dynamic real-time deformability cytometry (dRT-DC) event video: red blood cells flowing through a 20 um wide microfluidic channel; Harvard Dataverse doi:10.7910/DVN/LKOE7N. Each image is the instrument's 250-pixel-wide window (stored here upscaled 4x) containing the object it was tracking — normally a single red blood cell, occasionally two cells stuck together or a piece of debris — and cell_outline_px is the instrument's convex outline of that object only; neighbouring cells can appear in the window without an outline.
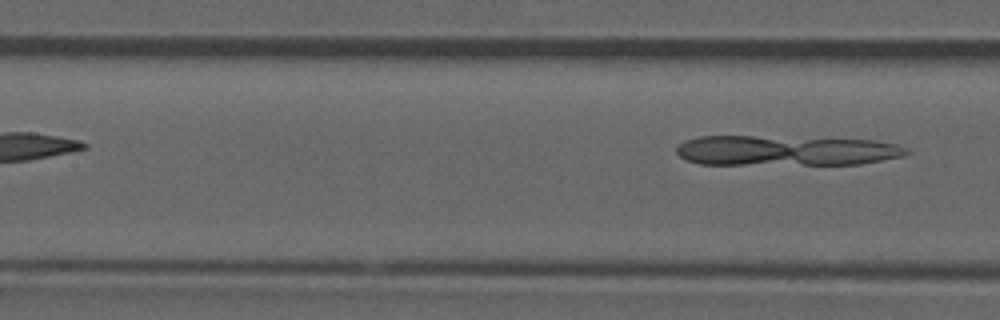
{"species": "common noctule bat (a hibernating species)", "species_latin": "Nyctalus noctula", "temperature_condition": "room temperature", "stored_images_in_passage": 7, "segment_of_instrument_passage": [2, 2], "camera_frame_rate_fps": 3000, "um_per_image_px": 0.085, "animal": {"sex": "male", "forearm_length_mm": 52.5}, "frame": {"image": 1, "passage_image": 7, "time_ms": 2.0, "image_size_px": [1000, 320], "cell_outline_px": [[908, 152], [904, 156], [860, 164], [700, 164], [688, 160], [680, 156], [676, 152], [676, 148], [684, 140], [700, 136], [752, 136], [876, 140], [896, 144], [904, 148]], "centroid_in_image_um": [66.77, 12.8], "position_along_channel_um": 140.6, "area_um2": 40.23}}